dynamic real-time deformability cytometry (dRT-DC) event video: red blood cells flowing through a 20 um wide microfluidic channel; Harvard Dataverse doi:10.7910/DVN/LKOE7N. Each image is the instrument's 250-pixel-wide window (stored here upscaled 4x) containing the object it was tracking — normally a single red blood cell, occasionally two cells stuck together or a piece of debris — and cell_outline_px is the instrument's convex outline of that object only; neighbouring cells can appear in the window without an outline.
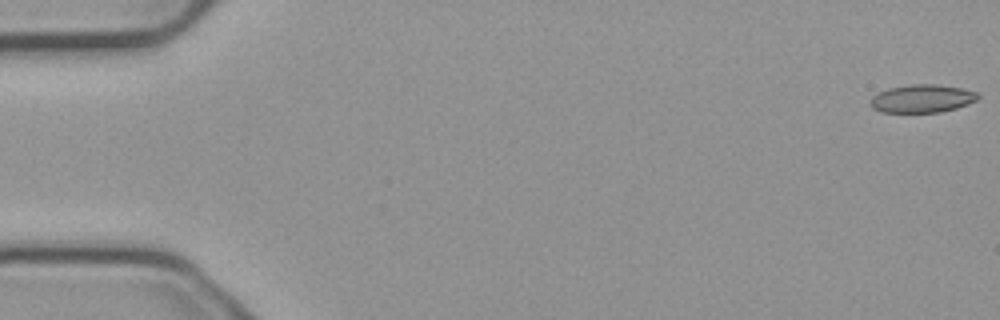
{"species": "common noctule bat (a hibernating species)", "species_latin": "Nyctalus noctula", "temperature_condition": "cold", "stored_images_in_passage": 5, "camera_frame_rate_fps": 3000, "um_per_image_px": 0.085, "animal": {"sex": "male", "body_mass_g": 23.1, "forearm_length_mm": 52.7}, "frame": {"image": 1, "passage_image": 1, "time_ms": 0.0, "image_size_px": [1000, 320], "cell_outline_px": [[980, 96], [976, 100], [968, 104], [956, 108], [940, 112], [880, 112], [872, 108], [868, 104], [872, 96], [888, 88], [912, 84], [936, 84], [960, 88], [976, 92]], "centroid_in_image_um": [78.34, 8.38], "position_along_channel_um": 6.7, "area_um2": 17.57}}
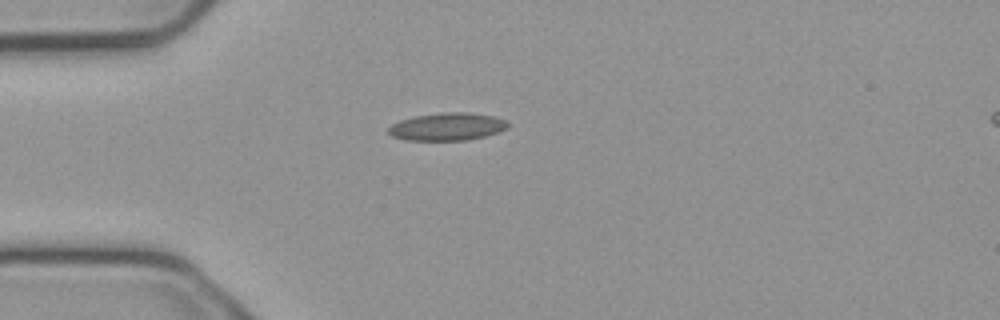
{"frame": {"image": 2, "passage_image": 5, "time_ms": 1.333, "image_size_px": [1000, 320], "cell_outline_px": [[508, 128], [500, 132], [468, 140], [404, 140], [392, 136], [388, 132], [388, 128], [392, 124], [400, 120], [416, 116], [440, 112], [468, 112], [492, 116], [504, 120], [508, 124]], "centroid_in_image_um": [38.01, 10.77], "position_along_channel_um": 47.0, "area_um2": 19.25}}